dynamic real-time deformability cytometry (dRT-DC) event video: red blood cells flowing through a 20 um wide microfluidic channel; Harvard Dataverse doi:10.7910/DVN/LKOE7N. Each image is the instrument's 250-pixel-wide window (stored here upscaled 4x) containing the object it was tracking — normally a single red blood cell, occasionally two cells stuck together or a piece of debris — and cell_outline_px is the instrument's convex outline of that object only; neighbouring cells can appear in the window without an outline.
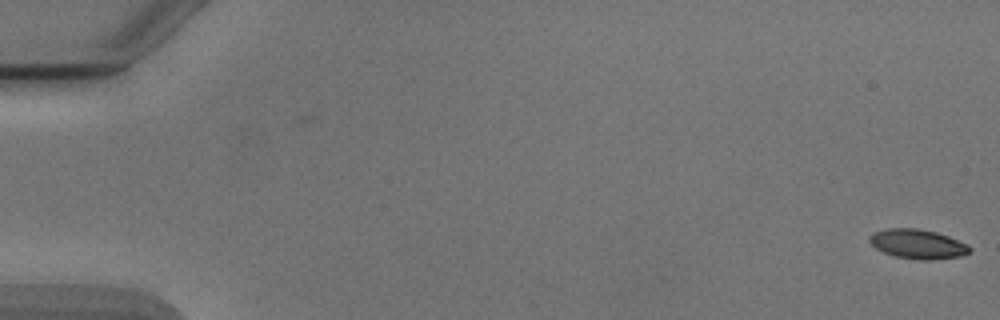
{"species": "Egyptian fruit bat (a non-hibernating species)", "species_latin": "Rousettus aegyptiacus", "temperature_condition": "cold", "stored_images_in_passage": 55, "segment_of_instrument_passage": [1, 2], "camera_frame_rate_fps": 3000, "um_per_image_px": 0.085, "animal": {"sex": "male"}, "frame": {"image": 1, "passage_image": 1, "time_ms": 0.0, "image_size_px": [1000, 320], "cell_outline_px": [[972, 252], [960, 256], [932, 260], [920, 260], [896, 256], [884, 252], [876, 248], [868, 240], [868, 236], [872, 232], [888, 228], [916, 228], [936, 232], [948, 236], [968, 244], [972, 248]], "centroid_in_image_um": [78.02, 20.74], "position_along_channel_um": 7.0, "area_um2": 17.28}}
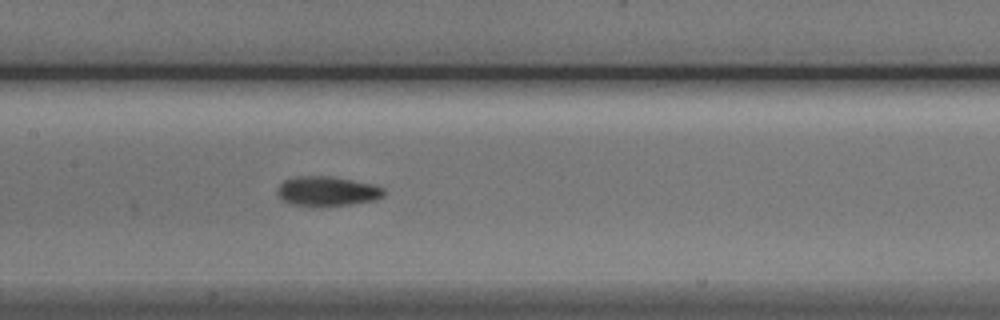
{"frame": {"image": 2, "passage_image": 27, "time_ms": 8.667, "image_size_px": [1000, 320], "cell_outline_px": [[384, 196], [376, 200], [328, 208], [292, 204], [284, 200], [276, 192], [276, 188], [284, 180], [296, 176], [328, 176], [352, 180], [372, 184], [384, 188]], "centroid_in_image_um": [27.81, 16.27], "position_along_channel_um": 179.6, "area_um2": 18.73}}
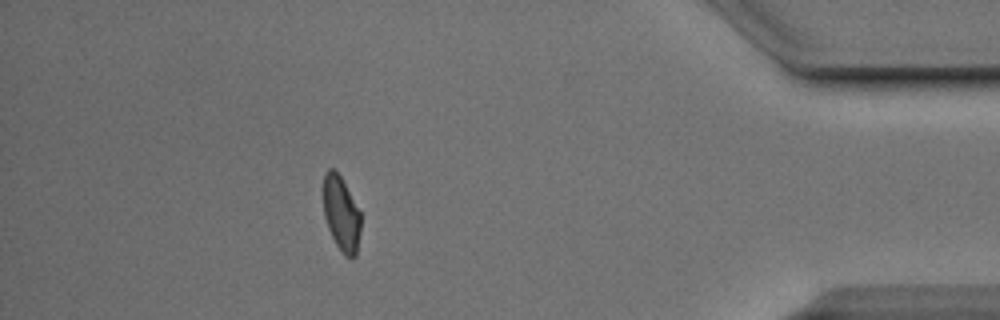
{"frame": {"image": 3, "passage_image": 48, "time_ms": 15.667, "image_size_px": [1000, 320], "cell_outline_px": [[360, 232], [356, 256], [352, 260], [344, 256], [336, 244], [328, 228], [324, 216], [324, 172], [328, 168], [336, 168], [360, 212]], "centroid_in_image_um": [29.01, 18.18], "position_along_channel_um": 406.2, "area_um2": 16.36}}